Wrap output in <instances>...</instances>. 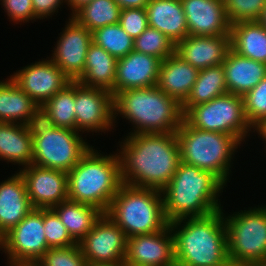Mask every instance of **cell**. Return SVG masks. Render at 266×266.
Instances as JSON below:
<instances>
[{"mask_svg": "<svg viewBox=\"0 0 266 266\" xmlns=\"http://www.w3.org/2000/svg\"><path fill=\"white\" fill-rule=\"evenodd\" d=\"M125 136L116 149L122 183L161 191L171 181L181 162L175 132Z\"/></svg>", "mask_w": 266, "mask_h": 266, "instance_id": "cell-1", "label": "cell"}, {"mask_svg": "<svg viewBox=\"0 0 266 266\" xmlns=\"http://www.w3.org/2000/svg\"><path fill=\"white\" fill-rule=\"evenodd\" d=\"M226 187L213 173L180 162L171 181L161 190L167 221L207 216L224 208L219 198Z\"/></svg>", "mask_w": 266, "mask_h": 266, "instance_id": "cell-2", "label": "cell"}, {"mask_svg": "<svg viewBox=\"0 0 266 266\" xmlns=\"http://www.w3.org/2000/svg\"><path fill=\"white\" fill-rule=\"evenodd\" d=\"M174 236L176 264L220 266L229 260L222 209L202 217L169 222Z\"/></svg>", "mask_w": 266, "mask_h": 266, "instance_id": "cell-3", "label": "cell"}, {"mask_svg": "<svg viewBox=\"0 0 266 266\" xmlns=\"http://www.w3.org/2000/svg\"><path fill=\"white\" fill-rule=\"evenodd\" d=\"M114 123L120 116L133 128L128 134L173 133L181 126V104L156 86L121 91L113 97Z\"/></svg>", "mask_w": 266, "mask_h": 266, "instance_id": "cell-4", "label": "cell"}, {"mask_svg": "<svg viewBox=\"0 0 266 266\" xmlns=\"http://www.w3.org/2000/svg\"><path fill=\"white\" fill-rule=\"evenodd\" d=\"M92 146L67 172L68 200L97 207L106 213L123 184L118 153L99 152Z\"/></svg>", "mask_w": 266, "mask_h": 266, "instance_id": "cell-5", "label": "cell"}, {"mask_svg": "<svg viewBox=\"0 0 266 266\" xmlns=\"http://www.w3.org/2000/svg\"><path fill=\"white\" fill-rule=\"evenodd\" d=\"M175 135L181 162L213 173L228 186L235 153L242 146L234 136L194 128L185 119Z\"/></svg>", "mask_w": 266, "mask_h": 266, "instance_id": "cell-6", "label": "cell"}, {"mask_svg": "<svg viewBox=\"0 0 266 266\" xmlns=\"http://www.w3.org/2000/svg\"><path fill=\"white\" fill-rule=\"evenodd\" d=\"M106 214L124 231L127 238L160 232L169 222L164 213L160 190L122 184Z\"/></svg>", "mask_w": 266, "mask_h": 266, "instance_id": "cell-7", "label": "cell"}, {"mask_svg": "<svg viewBox=\"0 0 266 266\" xmlns=\"http://www.w3.org/2000/svg\"><path fill=\"white\" fill-rule=\"evenodd\" d=\"M34 165L69 172L92 147L76 130L39 118L32 125Z\"/></svg>", "mask_w": 266, "mask_h": 266, "instance_id": "cell-8", "label": "cell"}, {"mask_svg": "<svg viewBox=\"0 0 266 266\" xmlns=\"http://www.w3.org/2000/svg\"><path fill=\"white\" fill-rule=\"evenodd\" d=\"M229 260L247 265L266 261V205L224 213ZM228 214V216L226 215Z\"/></svg>", "mask_w": 266, "mask_h": 266, "instance_id": "cell-9", "label": "cell"}, {"mask_svg": "<svg viewBox=\"0 0 266 266\" xmlns=\"http://www.w3.org/2000/svg\"><path fill=\"white\" fill-rule=\"evenodd\" d=\"M184 119L194 128L232 135L241 144L254 134L244 112L243 96L231 93L193 106Z\"/></svg>", "mask_w": 266, "mask_h": 266, "instance_id": "cell-10", "label": "cell"}, {"mask_svg": "<svg viewBox=\"0 0 266 266\" xmlns=\"http://www.w3.org/2000/svg\"><path fill=\"white\" fill-rule=\"evenodd\" d=\"M49 249L43 225V209L33 208L0 239V251L9 266H34Z\"/></svg>", "mask_w": 266, "mask_h": 266, "instance_id": "cell-11", "label": "cell"}, {"mask_svg": "<svg viewBox=\"0 0 266 266\" xmlns=\"http://www.w3.org/2000/svg\"><path fill=\"white\" fill-rule=\"evenodd\" d=\"M76 131L102 135L115 129L114 105L111 92L85 86L75 81ZM112 129V130H111Z\"/></svg>", "mask_w": 266, "mask_h": 266, "instance_id": "cell-12", "label": "cell"}, {"mask_svg": "<svg viewBox=\"0 0 266 266\" xmlns=\"http://www.w3.org/2000/svg\"><path fill=\"white\" fill-rule=\"evenodd\" d=\"M88 265L124 261L127 237L106 214L95 222L92 230L78 243Z\"/></svg>", "mask_w": 266, "mask_h": 266, "instance_id": "cell-13", "label": "cell"}, {"mask_svg": "<svg viewBox=\"0 0 266 266\" xmlns=\"http://www.w3.org/2000/svg\"><path fill=\"white\" fill-rule=\"evenodd\" d=\"M66 22L49 58L71 81H77L84 71L92 32L70 16Z\"/></svg>", "mask_w": 266, "mask_h": 266, "instance_id": "cell-14", "label": "cell"}, {"mask_svg": "<svg viewBox=\"0 0 266 266\" xmlns=\"http://www.w3.org/2000/svg\"><path fill=\"white\" fill-rule=\"evenodd\" d=\"M10 78L40 107L71 82L49 57L21 67Z\"/></svg>", "mask_w": 266, "mask_h": 266, "instance_id": "cell-15", "label": "cell"}, {"mask_svg": "<svg viewBox=\"0 0 266 266\" xmlns=\"http://www.w3.org/2000/svg\"><path fill=\"white\" fill-rule=\"evenodd\" d=\"M33 208L49 209L68 200L67 172L29 165L18 171Z\"/></svg>", "mask_w": 266, "mask_h": 266, "instance_id": "cell-16", "label": "cell"}, {"mask_svg": "<svg viewBox=\"0 0 266 266\" xmlns=\"http://www.w3.org/2000/svg\"><path fill=\"white\" fill-rule=\"evenodd\" d=\"M124 262L136 266H175L174 236L170 226L160 232L127 238Z\"/></svg>", "mask_w": 266, "mask_h": 266, "instance_id": "cell-17", "label": "cell"}, {"mask_svg": "<svg viewBox=\"0 0 266 266\" xmlns=\"http://www.w3.org/2000/svg\"><path fill=\"white\" fill-rule=\"evenodd\" d=\"M191 36L230 35L224 0H181Z\"/></svg>", "mask_w": 266, "mask_h": 266, "instance_id": "cell-18", "label": "cell"}, {"mask_svg": "<svg viewBox=\"0 0 266 266\" xmlns=\"http://www.w3.org/2000/svg\"><path fill=\"white\" fill-rule=\"evenodd\" d=\"M161 60L155 56L132 51L118 59L114 96L129 89L156 86Z\"/></svg>", "mask_w": 266, "mask_h": 266, "instance_id": "cell-19", "label": "cell"}, {"mask_svg": "<svg viewBox=\"0 0 266 266\" xmlns=\"http://www.w3.org/2000/svg\"><path fill=\"white\" fill-rule=\"evenodd\" d=\"M231 49V36L188 35L175 47V53L198 70L223 64Z\"/></svg>", "mask_w": 266, "mask_h": 266, "instance_id": "cell-20", "label": "cell"}, {"mask_svg": "<svg viewBox=\"0 0 266 266\" xmlns=\"http://www.w3.org/2000/svg\"><path fill=\"white\" fill-rule=\"evenodd\" d=\"M0 182V239L33 209L18 171Z\"/></svg>", "mask_w": 266, "mask_h": 266, "instance_id": "cell-21", "label": "cell"}, {"mask_svg": "<svg viewBox=\"0 0 266 266\" xmlns=\"http://www.w3.org/2000/svg\"><path fill=\"white\" fill-rule=\"evenodd\" d=\"M0 80V122L32 125L40 118V106L8 76Z\"/></svg>", "mask_w": 266, "mask_h": 266, "instance_id": "cell-22", "label": "cell"}, {"mask_svg": "<svg viewBox=\"0 0 266 266\" xmlns=\"http://www.w3.org/2000/svg\"><path fill=\"white\" fill-rule=\"evenodd\" d=\"M199 70L176 53L162 60L157 87L182 104L190 94Z\"/></svg>", "mask_w": 266, "mask_h": 266, "instance_id": "cell-23", "label": "cell"}, {"mask_svg": "<svg viewBox=\"0 0 266 266\" xmlns=\"http://www.w3.org/2000/svg\"><path fill=\"white\" fill-rule=\"evenodd\" d=\"M146 13L148 26L165 34L175 45L188 36L181 0H149Z\"/></svg>", "mask_w": 266, "mask_h": 266, "instance_id": "cell-24", "label": "cell"}, {"mask_svg": "<svg viewBox=\"0 0 266 266\" xmlns=\"http://www.w3.org/2000/svg\"><path fill=\"white\" fill-rule=\"evenodd\" d=\"M228 93L244 96L266 77V64L238 55L232 49L223 62Z\"/></svg>", "mask_w": 266, "mask_h": 266, "instance_id": "cell-25", "label": "cell"}, {"mask_svg": "<svg viewBox=\"0 0 266 266\" xmlns=\"http://www.w3.org/2000/svg\"><path fill=\"white\" fill-rule=\"evenodd\" d=\"M0 161L22 166L33 163V137L30 125L0 122Z\"/></svg>", "mask_w": 266, "mask_h": 266, "instance_id": "cell-26", "label": "cell"}, {"mask_svg": "<svg viewBox=\"0 0 266 266\" xmlns=\"http://www.w3.org/2000/svg\"><path fill=\"white\" fill-rule=\"evenodd\" d=\"M118 60L93 42L89 46L79 83L93 88L107 90L114 97V84Z\"/></svg>", "mask_w": 266, "mask_h": 266, "instance_id": "cell-27", "label": "cell"}, {"mask_svg": "<svg viewBox=\"0 0 266 266\" xmlns=\"http://www.w3.org/2000/svg\"><path fill=\"white\" fill-rule=\"evenodd\" d=\"M230 36L234 52L266 64V28L259 21L231 24Z\"/></svg>", "mask_w": 266, "mask_h": 266, "instance_id": "cell-28", "label": "cell"}, {"mask_svg": "<svg viewBox=\"0 0 266 266\" xmlns=\"http://www.w3.org/2000/svg\"><path fill=\"white\" fill-rule=\"evenodd\" d=\"M65 225L71 238L78 244L103 212L95 206L66 200L52 208Z\"/></svg>", "mask_w": 266, "mask_h": 266, "instance_id": "cell-29", "label": "cell"}, {"mask_svg": "<svg viewBox=\"0 0 266 266\" xmlns=\"http://www.w3.org/2000/svg\"><path fill=\"white\" fill-rule=\"evenodd\" d=\"M228 93L223 65L199 70L197 80L187 99L181 104L185 115L193 106L207 103L210 100Z\"/></svg>", "mask_w": 266, "mask_h": 266, "instance_id": "cell-30", "label": "cell"}, {"mask_svg": "<svg viewBox=\"0 0 266 266\" xmlns=\"http://www.w3.org/2000/svg\"><path fill=\"white\" fill-rule=\"evenodd\" d=\"M75 81L58 91L40 108V118L55 127L76 130Z\"/></svg>", "mask_w": 266, "mask_h": 266, "instance_id": "cell-31", "label": "cell"}, {"mask_svg": "<svg viewBox=\"0 0 266 266\" xmlns=\"http://www.w3.org/2000/svg\"><path fill=\"white\" fill-rule=\"evenodd\" d=\"M121 10L115 0H92L79 8L72 18L93 32L100 27L119 23Z\"/></svg>", "mask_w": 266, "mask_h": 266, "instance_id": "cell-32", "label": "cell"}, {"mask_svg": "<svg viewBox=\"0 0 266 266\" xmlns=\"http://www.w3.org/2000/svg\"><path fill=\"white\" fill-rule=\"evenodd\" d=\"M92 42L118 60L133 51L134 39L117 23L94 30L92 32Z\"/></svg>", "mask_w": 266, "mask_h": 266, "instance_id": "cell-33", "label": "cell"}, {"mask_svg": "<svg viewBox=\"0 0 266 266\" xmlns=\"http://www.w3.org/2000/svg\"><path fill=\"white\" fill-rule=\"evenodd\" d=\"M176 45L165 34L147 27L133 42V50L155 56L161 61L175 53Z\"/></svg>", "mask_w": 266, "mask_h": 266, "instance_id": "cell-34", "label": "cell"}, {"mask_svg": "<svg viewBox=\"0 0 266 266\" xmlns=\"http://www.w3.org/2000/svg\"><path fill=\"white\" fill-rule=\"evenodd\" d=\"M43 225L49 248H65L77 244L52 208L43 209Z\"/></svg>", "mask_w": 266, "mask_h": 266, "instance_id": "cell-35", "label": "cell"}, {"mask_svg": "<svg viewBox=\"0 0 266 266\" xmlns=\"http://www.w3.org/2000/svg\"><path fill=\"white\" fill-rule=\"evenodd\" d=\"M34 266H88L79 244L49 248Z\"/></svg>", "mask_w": 266, "mask_h": 266, "instance_id": "cell-36", "label": "cell"}, {"mask_svg": "<svg viewBox=\"0 0 266 266\" xmlns=\"http://www.w3.org/2000/svg\"><path fill=\"white\" fill-rule=\"evenodd\" d=\"M230 24L240 21H258L262 16L266 0H224Z\"/></svg>", "mask_w": 266, "mask_h": 266, "instance_id": "cell-37", "label": "cell"}, {"mask_svg": "<svg viewBox=\"0 0 266 266\" xmlns=\"http://www.w3.org/2000/svg\"><path fill=\"white\" fill-rule=\"evenodd\" d=\"M244 112L252 128L266 119V77L243 96Z\"/></svg>", "mask_w": 266, "mask_h": 266, "instance_id": "cell-38", "label": "cell"}, {"mask_svg": "<svg viewBox=\"0 0 266 266\" xmlns=\"http://www.w3.org/2000/svg\"><path fill=\"white\" fill-rule=\"evenodd\" d=\"M119 24L131 38H137L148 27L146 8L122 9Z\"/></svg>", "mask_w": 266, "mask_h": 266, "instance_id": "cell-39", "label": "cell"}, {"mask_svg": "<svg viewBox=\"0 0 266 266\" xmlns=\"http://www.w3.org/2000/svg\"><path fill=\"white\" fill-rule=\"evenodd\" d=\"M10 22L15 24L30 23L37 18L34 15L32 0H0Z\"/></svg>", "mask_w": 266, "mask_h": 266, "instance_id": "cell-40", "label": "cell"}, {"mask_svg": "<svg viewBox=\"0 0 266 266\" xmlns=\"http://www.w3.org/2000/svg\"><path fill=\"white\" fill-rule=\"evenodd\" d=\"M66 0H32L34 15L38 20L49 19L61 9ZM56 12V13H55Z\"/></svg>", "mask_w": 266, "mask_h": 266, "instance_id": "cell-41", "label": "cell"}, {"mask_svg": "<svg viewBox=\"0 0 266 266\" xmlns=\"http://www.w3.org/2000/svg\"><path fill=\"white\" fill-rule=\"evenodd\" d=\"M116 3L122 8H146L149 0H115Z\"/></svg>", "mask_w": 266, "mask_h": 266, "instance_id": "cell-42", "label": "cell"}, {"mask_svg": "<svg viewBox=\"0 0 266 266\" xmlns=\"http://www.w3.org/2000/svg\"><path fill=\"white\" fill-rule=\"evenodd\" d=\"M253 132L255 134H258V138H260V140L263 141V143L266 144V119L261 120L258 124H256L253 127ZM265 150H266V145L264 146Z\"/></svg>", "mask_w": 266, "mask_h": 266, "instance_id": "cell-43", "label": "cell"}, {"mask_svg": "<svg viewBox=\"0 0 266 266\" xmlns=\"http://www.w3.org/2000/svg\"><path fill=\"white\" fill-rule=\"evenodd\" d=\"M92 0H66V5L69 8L70 17L82 6L86 5L87 3H90ZM72 12V13H71Z\"/></svg>", "mask_w": 266, "mask_h": 266, "instance_id": "cell-44", "label": "cell"}, {"mask_svg": "<svg viewBox=\"0 0 266 266\" xmlns=\"http://www.w3.org/2000/svg\"><path fill=\"white\" fill-rule=\"evenodd\" d=\"M88 266H127L124 261L114 262V263H99V264H91Z\"/></svg>", "mask_w": 266, "mask_h": 266, "instance_id": "cell-45", "label": "cell"}, {"mask_svg": "<svg viewBox=\"0 0 266 266\" xmlns=\"http://www.w3.org/2000/svg\"><path fill=\"white\" fill-rule=\"evenodd\" d=\"M220 266H249V265H247L245 263L237 262V261L228 260L226 263H224Z\"/></svg>", "mask_w": 266, "mask_h": 266, "instance_id": "cell-46", "label": "cell"}, {"mask_svg": "<svg viewBox=\"0 0 266 266\" xmlns=\"http://www.w3.org/2000/svg\"><path fill=\"white\" fill-rule=\"evenodd\" d=\"M258 21L266 28V5L264 7L262 16L260 17Z\"/></svg>", "mask_w": 266, "mask_h": 266, "instance_id": "cell-47", "label": "cell"}, {"mask_svg": "<svg viewBox=\"0 0 266 266\" xmlns=\"http://www.w3.org/2000/svg\"><path fill=\"white\" fill-rule=\"evenodd\" d=\"M249 266H266V261L250 264Z\"/></svg>", "mask_w": 266, "mask_h": 266, "instance_id": "cell-48", "label": "cell"}]
</instances>
